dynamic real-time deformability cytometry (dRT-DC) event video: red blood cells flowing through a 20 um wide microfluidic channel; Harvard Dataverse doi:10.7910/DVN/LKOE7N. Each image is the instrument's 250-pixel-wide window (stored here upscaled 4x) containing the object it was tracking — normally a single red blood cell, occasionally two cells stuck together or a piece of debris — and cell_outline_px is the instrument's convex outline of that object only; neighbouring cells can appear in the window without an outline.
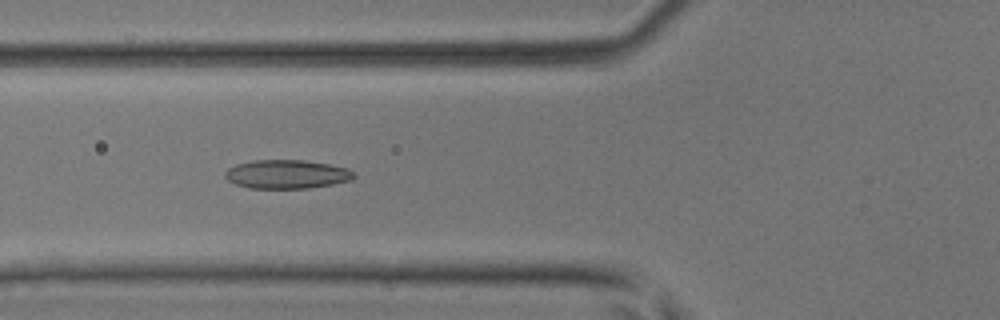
{"species": "common noctule bat (a hibernating species)", "species_latin": "Nyctalus noctula", "temperature_condition": "room temperature", "stored_images_in_passage": 47, "camera_frame_rate_fps": 3000, "um_per_image_px": 0.085, "animal": {"sex": "male", "body_mass_g": 17.9, "forearm_length_mm": 54.2}, "frame": {"image": 1, "passage_image": 18, "time_ms": 5.667, "image_size_px": [1000, 320], "cell_outline_px": [[356, 176], [352, 180], [332, 184], [308, 188], [248, 188], [236, 184], [228, 180], [224, 176], [224, 172], [228, 168], [236, 164], [252, 160], [304, 160], [328, 164], [348, 168]], "centroid_in_image_um": [24.35, 14.8], "position_along_channel_um": 101.4, "area_um2": 21.62}}
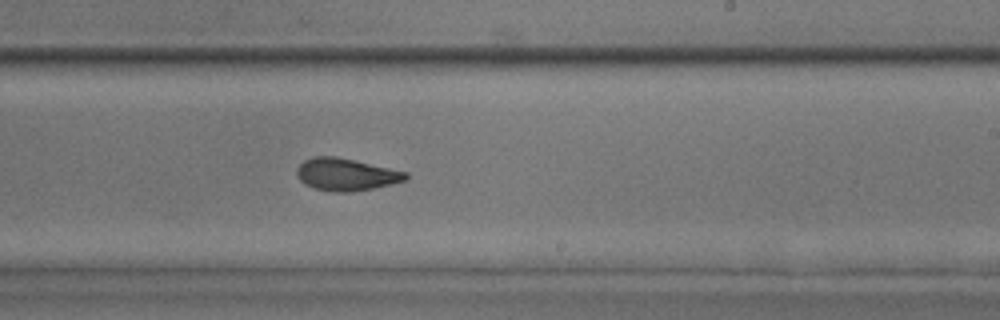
{"frame": {"image": 2, "passage_image": 29, "time_ms": 9.333, "image_size_px": [1000, 320], "cell_outline_px": [[408, 180], [392, 184], [352, 192], [332, 192], [312, 188], [304, 184], [296, 176], [296, 168], [304, 160], [312, 156], [336, 156], [408, 172]], "centroid_in_image_um": [29.39, 14.83], "position_along_channel_um": 259.6, "area_um2": 20.75}}
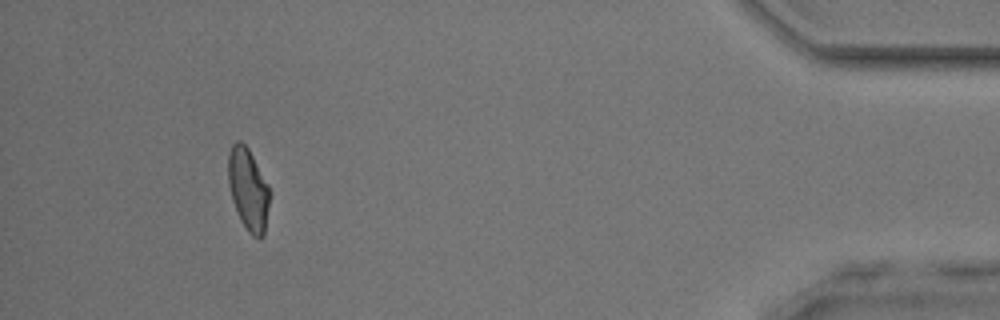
{"frame": {"image": 3, "passage_image": 44, "time_ms": 14.333, "image_size_px": [1000, 320], "cell_outline_px": [[268, 204], [264, 236], [260, 240], [252, 236], [248, 232], [240, 220], [232, 200], [228, 184], [228, 152], [232, 144], [236, 140], [240, 140], [248, 148], [268, 184]], "centroid_in_image_um": [21.07, 16.09], "position_along_channel_um": 414.1, "area_um2": 19.77}}